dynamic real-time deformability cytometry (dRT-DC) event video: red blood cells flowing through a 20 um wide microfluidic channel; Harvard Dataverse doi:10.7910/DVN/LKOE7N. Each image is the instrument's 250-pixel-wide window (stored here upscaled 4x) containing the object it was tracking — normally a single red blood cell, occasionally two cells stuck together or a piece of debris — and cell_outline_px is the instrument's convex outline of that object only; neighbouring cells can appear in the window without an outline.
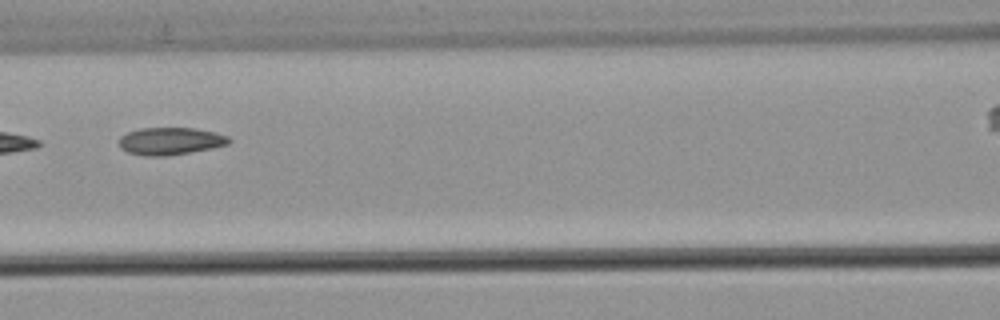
{"species": "common noctule bat (a hibernating species)", "species_latin": "Nyctalus noctula", "temperature_condition": "warm", "stored_images_in_passage": 7, "camera_frame_rate_fps": 3000, "um_per_image_px": 0.085, "animal": {"sex": "male", "body_mass_g": 21.5, "forearm_length_mm": 52.0}, "frame": {"image": 1, "passage_image": 7, "time_ms": 2.0, "image_size_px": [1000, 320], "cell_outline_px": [[232, 140], [228, 144], [212, 148], [168, 156], [144, 156], [128, 152], [120, 148], [120, 136], [128, 132], [140, 128], [196, 128], [216, 132], [228, 136]], "centroid_in_image_um": [14.5, 11.99], "position_along_channel_um": 152.1, "area_um2": 17.63}}